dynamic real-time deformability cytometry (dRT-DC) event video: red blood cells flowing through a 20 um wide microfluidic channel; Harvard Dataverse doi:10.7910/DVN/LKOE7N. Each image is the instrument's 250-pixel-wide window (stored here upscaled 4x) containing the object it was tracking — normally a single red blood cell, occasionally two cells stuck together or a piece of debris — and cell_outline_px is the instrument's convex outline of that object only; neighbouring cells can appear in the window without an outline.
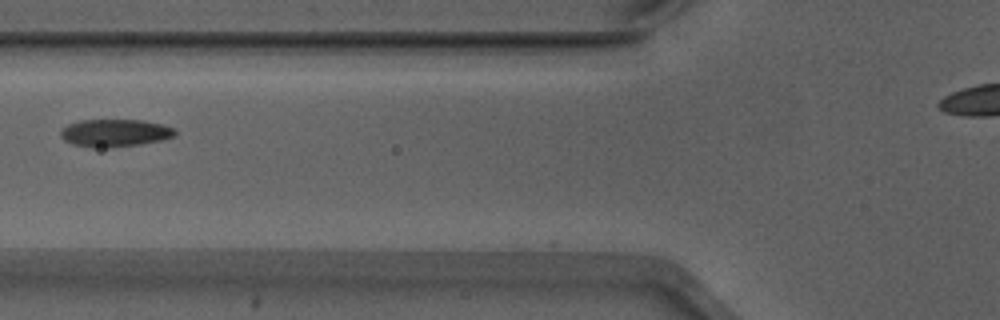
{"species": "Egyptian fruit bat (a non-hibernating species)", "species_latin": "Rousettus aegyptiacus", "temperature_condition": "warm", "stored_images_in_passage": 30, "camera_frame_rate_fps": 3000, "um_per_image_px": 0.085, "animal": {"sex": "male"}, "frame": {"image": 1, "passage_image": 3, "time_ms": 0.667, "image_size_px": [1000, 320], "cell_outline_px": [[176, 136], [160, 140], [140, 144], [112, 148], [92, 148], [72, 144], [64, 140], [60, 136], [60, 132], [68, 124], [80, 120], [144, 120], [164, 124], [172, 128], [176, 132]], "centroid_in_image_um": [9.76, 11.31], "position_along_channel_um": 116.0, "area_um2": 18.55}}
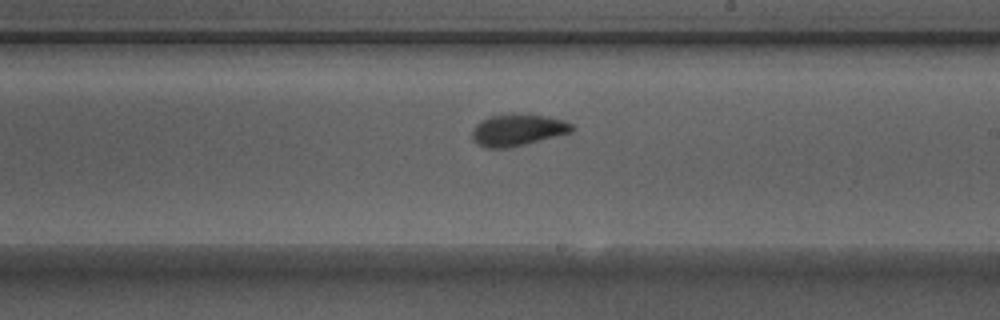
{"frame": {"image": 2, "passage_image": 13, "time_ms": 4.0, "image_size_px": [1000, 320], "cell_outline_px": [[576, 128], [572, 132], [508, 148], [484, 148], [476, 144], [472, 140], [472, 128], [480, 120], [488, 116], [512, 112], [544, 116], [564, 120], [572, 124]], "centroid_in_image_um": [43.95, 11.03], "position_along_channel_um": 245.0, "area_um2": 18.84}}
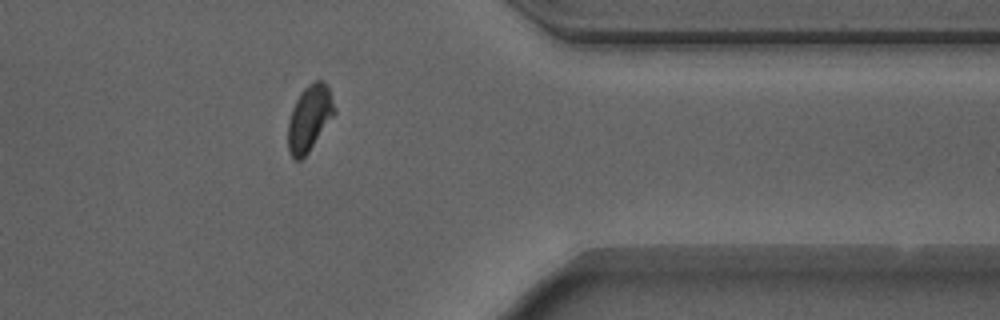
{"frame": {"image": 3, "passage_image": 25, "time_ms": 8.0, "image_size_px": [1000, 320], "cell_outline_px": [[336, 112], [308, 152], [300, 160], [296, 160], [288, 152], [288, 120], [292, 108], [300, 92], [312, 80], [324, 80], [328, 84], [336, 108]], "centroid_in_image_um": [26.31, 9.99], "position_along_channel_um": 385.1, "area_um2": 17.98}, "authors_computed_cell_mechanics": {"area_um2": 17.9758, "velocity_mm_per_s": 3.8671, "shape_relaxation_time_tau1_ms": 1.7356, "shape_relaxation_time_tau2_ms": 0.6963, "deformation_change_tau1": 0.0733, "deformation_change_tau2": 0.0497}}